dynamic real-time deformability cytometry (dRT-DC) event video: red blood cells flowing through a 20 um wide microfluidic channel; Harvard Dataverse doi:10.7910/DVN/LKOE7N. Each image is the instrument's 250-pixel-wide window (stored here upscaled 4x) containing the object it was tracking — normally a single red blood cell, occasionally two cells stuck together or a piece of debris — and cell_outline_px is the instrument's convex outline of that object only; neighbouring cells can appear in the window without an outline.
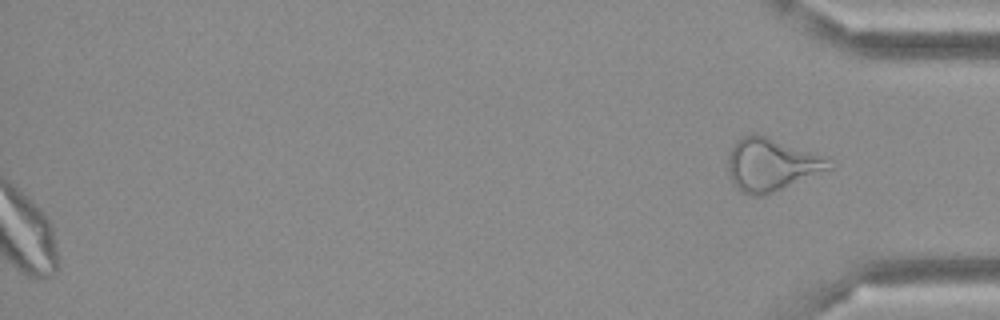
{"species": "Egyptian fruit bat (a non-hibernating species)", "species_latin": "Rousettus aegyptiacus", "temperature_condition": "cold", "stored_images_in_passage": 48, "segment_of_instrument_passage": [2, 2], "camera_frame_rate_fps": 3000, "um_per_image_px": 0.085, "frame": {"image": 1, "passage_image": 48, "time_ms": 15.667, "image_size_px": [1000, 320], "cell_outline_px": [[832, 168], [772, 192], [760, 196], [752, 196], [736, 188], [728, 172], [728, 156], [732, 148], [744, 136], [768, 136], [828, 156]], "centroid_in_image_um": [65.6, 13.99], "position_along_channel_um": 369.6, "area_um2": 30.52}}